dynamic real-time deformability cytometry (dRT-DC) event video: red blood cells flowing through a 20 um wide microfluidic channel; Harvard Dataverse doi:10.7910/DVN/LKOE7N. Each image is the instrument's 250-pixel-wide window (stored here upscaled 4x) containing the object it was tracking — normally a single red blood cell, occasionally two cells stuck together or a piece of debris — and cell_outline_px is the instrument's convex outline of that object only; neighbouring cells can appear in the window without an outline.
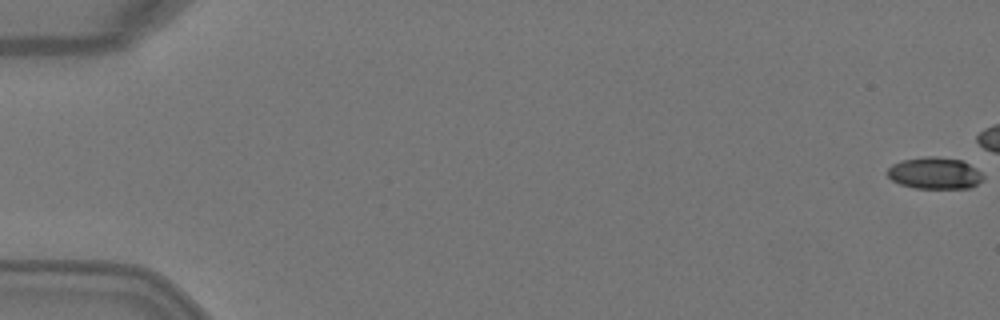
{"species": "Egyptian fruit bat (a non-hibernating species)", "species_latin": "Rousettus aegyptiacus", "temperature_condition": "warm", "stored_images_in_passage": 7, "camera_frame_rate_fps": 3000, "um_per_image_px": 0.085, "animal": {"sex": "female"}, "frame": {"image": 1, "passage_image": 1, "time_ms": 0.0, "image_size_px": [1000, 320], "cell_outline_px": [[984, 180], [968, 188], [916, 188], [900, 184], [892, 180], [888, 176], [888, 168], [892, 164], [900, 160], [928, 156], [936, 156], [964, 160], [976, 168], [984, 176]], "centroid_in_image_um": [79.46, 14.7], "position_along_channel_um": 5.5, "area_um2": 17.8}}